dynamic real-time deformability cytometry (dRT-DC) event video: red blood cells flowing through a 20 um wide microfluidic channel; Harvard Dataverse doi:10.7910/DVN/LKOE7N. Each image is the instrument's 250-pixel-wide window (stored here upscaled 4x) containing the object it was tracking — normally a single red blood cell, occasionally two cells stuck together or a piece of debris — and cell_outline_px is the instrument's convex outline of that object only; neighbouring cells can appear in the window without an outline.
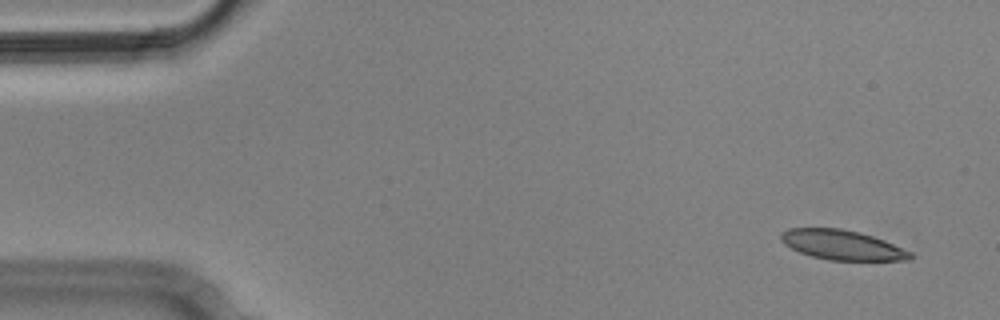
{"species": "Egyptian fruit bat (a non-hibernating species)", "species_latin": "Rousettus aegyptiacus", "temperature_condition": "cold", "stored_images_in_passage": 4, "camera_frame_rate_fps": 3000, "um_per_image_px": 0.085, "animal": {"sex": "male"}, "frame": {"image": 1, "passage_image": 1, "time_ms": 0.0, "image_size_px": [1000, 320], "cell_outline_px": [[912, 256], [908, 260], [828, 260], [812, 256], [800, 252], [784, 244], [780, 240], [780, 232], [788, 228], [840, 228], [860, 232], [884, 240], [912, 252]], "centroid_in_image_um": [71.55, 20.81], "position_along_channel_um": 13.5, "area_um2": 22.37}}